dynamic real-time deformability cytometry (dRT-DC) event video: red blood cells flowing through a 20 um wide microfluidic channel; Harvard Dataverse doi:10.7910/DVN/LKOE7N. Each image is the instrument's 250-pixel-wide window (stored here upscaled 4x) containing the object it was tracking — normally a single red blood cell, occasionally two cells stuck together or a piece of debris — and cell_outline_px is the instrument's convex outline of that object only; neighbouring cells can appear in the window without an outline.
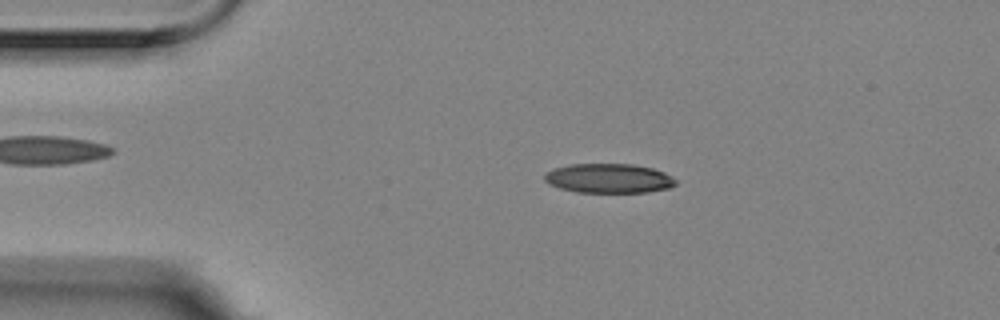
{"species": "Egyptian fruit bat (a non-hibernating species)", "species_latin": "Rousettus aegyptiacus", "temperature_condition": "room temperature", "stored_images_in_passage": 5, "camera_frame_rate_fps": 3000, "um_per_image_px": 0.085, "animal": {"sex": "female"}, "frame": {"image": 1, "passage_image": 2, "time_ms": 0.333, "image_size_px": [1000, 320], "cell_outline_px": [[676, 184], [668, 188], [648, 192], [576, 192], [560, 188], [548, 184], [544, 180], [544, 176], [552, 168], [572, 164], [632, 164], [652, 168], [664, 172], [676, 180]], "centroid_in_image_um": [51.72, 15.16], "position_along_channel_um": 33.3, "area_um2": 22.43}}
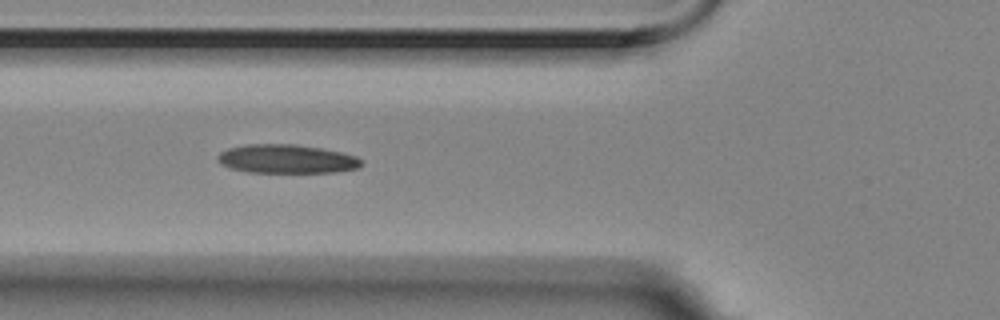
{"frame": {"image": 2, "passage_image": 4, "time_ms": 1.0, "image_size_px": [1000, 320], "cell_outline_px": [[364, 164], [360, 168], [336, 172], [248, 172], [232, 168], [220, 164], [216, 156], [220, 152], [228, 148], [248, 144], [296, 144], [320, 148], [340, 152], [356, 156], [364, 160]], "centroid_in_image_um": [24.4, 13.51], "position_along_channel_um": 101.4, "area_um2": 24.22}}
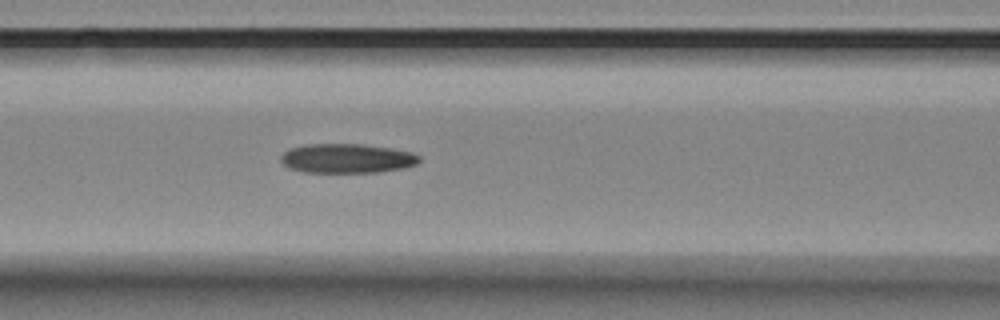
{"frame": {"image": 3, "passage_image": 5, "time_ms": 1.333, "image_size_px": [1000, 320], "cell_outline_px": [[420, 160], [416, 164], [404, 168], [376, 172], [304, 172], [288, 168], [280, 160], [280, 156], [288, 148], [308, 144], [360, 144], [388, 148], [412, 152], [420, 156]], "centroid_in_image_um": [29.46, 13.46], "position_along_channel_um": 137.1, "area_um2": 23.64}}